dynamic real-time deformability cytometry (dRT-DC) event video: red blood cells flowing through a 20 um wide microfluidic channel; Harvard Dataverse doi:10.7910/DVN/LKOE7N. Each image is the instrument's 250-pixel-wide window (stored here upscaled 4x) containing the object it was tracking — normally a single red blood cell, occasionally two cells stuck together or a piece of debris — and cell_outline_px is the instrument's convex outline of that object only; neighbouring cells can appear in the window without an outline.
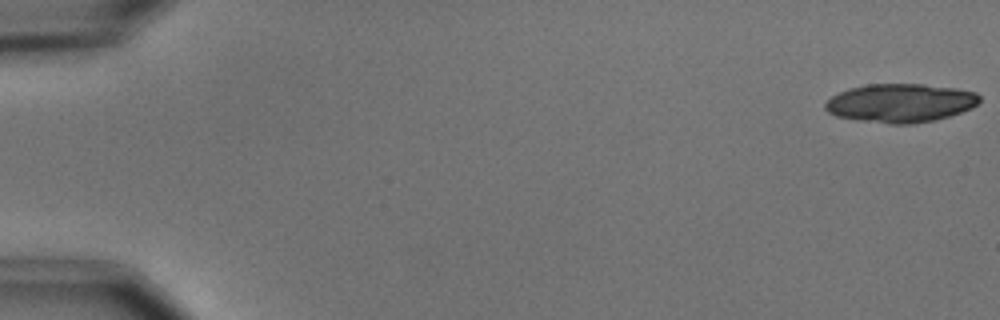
{"species": "common noctule bat (a hibernating species)", "species_latin": "Nyctalus noctula", "temperature_condition": "cold", "stored_images_in_passage": 4, "camera_frame_rate_fps": 3000, "um_per_image_px": 0.085, "animal": {"sex": "male", "body_mass_g": 15.6}, "frame": {"image": 1, "passage_image": 1, "time_ms": 0.0, "image_size_px": [1000, 320], "cell_outline_px": [[980, 100], [972, 108], [936, 120], [912, 124], [892, 124], [836, 116], [828, 112], [824, 108], [824, 104], [832, 96], [840, 92], [852, 88], [868, 84], [924, 84], [956, 88], [976, 92], [980, 96]], "centroid_in_image_um": [76.56, 8.75], "position_along_channel_um": 8.4, "area_um2": 34.51}}